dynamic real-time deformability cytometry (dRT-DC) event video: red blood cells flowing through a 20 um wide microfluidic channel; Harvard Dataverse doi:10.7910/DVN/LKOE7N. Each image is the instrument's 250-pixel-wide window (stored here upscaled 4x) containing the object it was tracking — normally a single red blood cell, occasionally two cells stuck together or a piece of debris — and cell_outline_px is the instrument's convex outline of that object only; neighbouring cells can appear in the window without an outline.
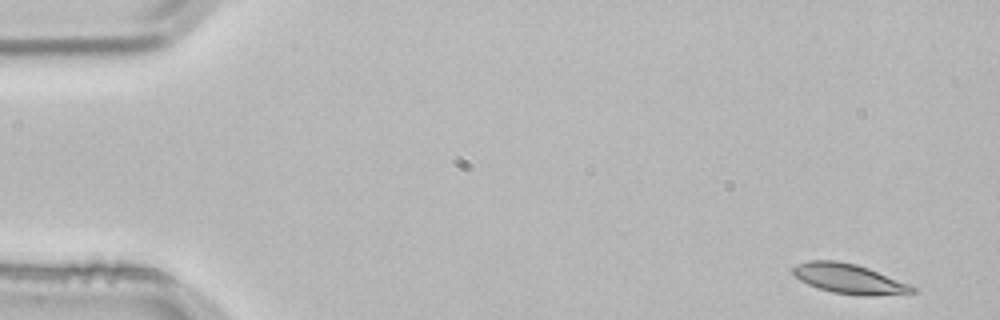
{"species": "common noctule bat (a hibernating species)", "species_latin": "Nyctalus noctula", "temperature_condition": "room temperature", "stored_images_in_passage": 4, "segment_of_instrument_passage": [2, 2], "camera_frame_rate_fps": 3000, "um_per_image_px": 0.085, "animal": {"sex": "male", "body_mass_g": 21.5, "forearm_length_mm": 52.0}, "frame": {"image": 1, "passage_image": 4, "time_ms": 1.0, "image_size_px": [1000, 320], "cell_outline_px": [[916, 292], [872, 296], [864, 296], [832, 292], [808, 284], [800, 280], [792, 272], [792, 268], [808, 260], [836, 260], [856, 264], [868, 268], [908, 284], [916, 288]], "centroid_in_image_um": [72.16, 23.69], "position_along_channel_um": 12.8, "area_um2": 20.4}}